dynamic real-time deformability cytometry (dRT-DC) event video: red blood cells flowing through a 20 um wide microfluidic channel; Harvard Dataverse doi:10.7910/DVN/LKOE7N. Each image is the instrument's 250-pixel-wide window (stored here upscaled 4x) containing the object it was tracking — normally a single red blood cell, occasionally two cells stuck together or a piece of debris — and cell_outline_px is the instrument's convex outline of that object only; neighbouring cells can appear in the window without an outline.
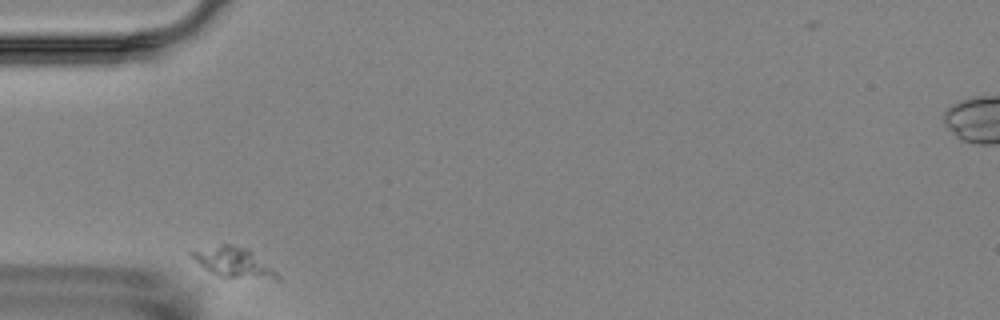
{"species": "Egyptian fruit bat (a non-hibernating species)", "species_latin": "Rousettus aegyptiacus", "temperature_condition": "room temperature", "stored_images_in_passage": 6, "camera_frame_rate_fps": 3000, "um_per_image_px": 0.085, "animal": {"sex": "female"}, "frame": {"image": 1, "passage_image": 1, "time_ms": 0.0, "image_size_px": [1000, 320], "cell_outline_px": [[280, 280], [276, 280], [220, 276], [208, 272], [188, 256], [188, 252], [220, 244], [232, 244], [248, 248], [272, 268], [280, 276]], "centroid_in_image_um": [19.81, 22.3], "position_along_channel_um": 65.2, "area_um2": 15.09}}
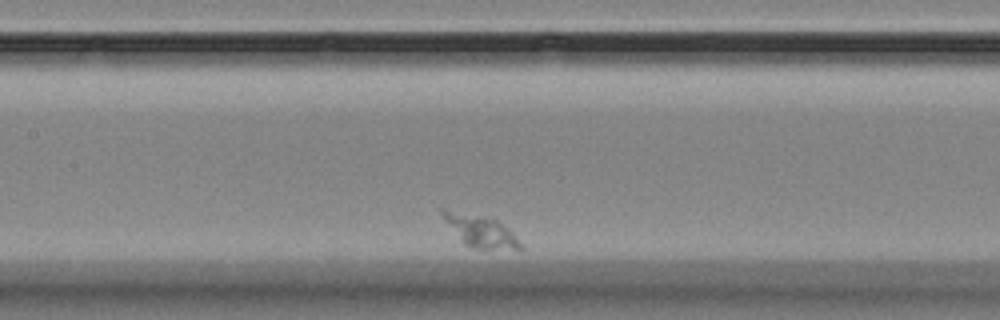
{"frame": {"image": 2, "passage_image": 4, "time_ms": 4.0, "image_size_px": [1000, 320], "cell_outline_px": [[524, 248], [476, 248], [464, 244], [444, 220], [440, 212], [440, 208], [444, 208], [480, 216], [496, 220], [508, 228]], "centroid_in_image_um": [40.77, 19.6], "position_along_channel_um": 166.6, "area_um2": 13.81}}
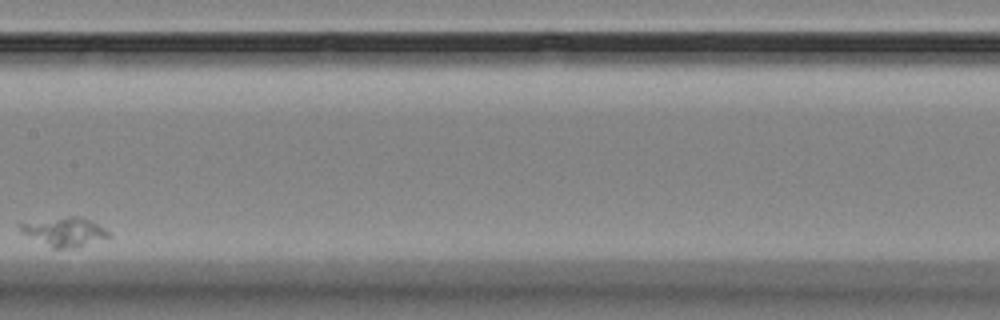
{"frame": {"image": 3, "passage_image": 5, "time_ms": 5.333, "image_size_px": [1000, 320], "cell_outline_px": [[112, 236], [76, 248], [52, 248], [24, 232], [16, 224], [68, 216], [80, 216], [112, 232]], "centroid_in_image_um": [5.57, 19.7], "position_along_channel_um": 201.8, "area_um2": 14.51}}